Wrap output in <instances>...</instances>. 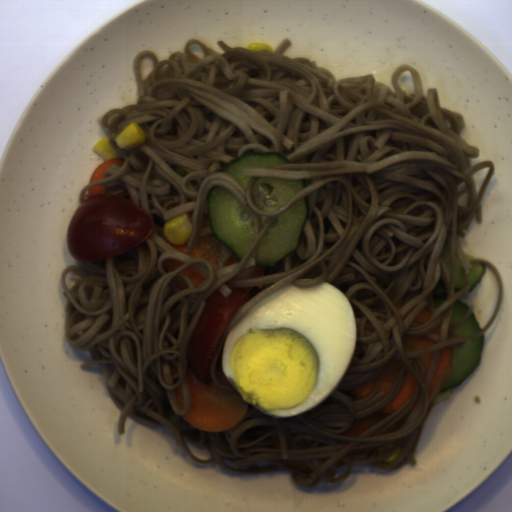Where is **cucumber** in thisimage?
I'll return each instance as SVG.
<instances>
[{
  "mask_svg": "<svg viewBox=\"0 0 512 512\" xmlns=\"http://www.w3.org/2000/svg\"><path fill=\"white\" fill-rule=\"evenodd\" d=\"M486 271V264L475 262L472 263V268H469V274H467V279L469 283L470 290L468 292H472L478 283L481 282L482 276Z\"/></svg>",
  "mask_w": 512,
  "mask_h": 512,
  "instance_id": "cucumber-7",
  "label": "cucumber"
},
{
  "mask_svg": "<svg viewBox=\"0 0 512 512\" xmlns=\"http://www.w3.org/2000/svg\"><path fill=\"white\" fill-rule=\"evenodd\" d=\"M456 244L458 245V247H459L460 251L462 252V254L464 255V257H465V259H466V260L472 261V260L476 259L473 255H471L470 253H466V252L463 250V248H462V246H461V244H460V242H459V239H456Z\"/></svg>",
  "mask_w": 512,
  "mask_h": 512,
  "instance_id": "cucumber-12",
  "label": "cucumber"
},
{
  "mask_svg": "<svg viewBox=\"0 0 512 512\" xmlns=\"http://www.w3.org/2000/svg\"><path fill=\"white\" fill-rule=\"evenodd\" d=\"M484 343L485 334H482L466 341L462 349L453 350L450 374L440 392L459 387L474 373L480 363Z\"/></svg>",
  "mask_w": 512,
  "mask_h": 512,
  "instance_id": "cucumber-4",
  "label": "cucumber"
},
{
  "mask_svg": "<svg viewBox=\"0 0 512 512\" xmlns=\"http://www.w3.org/2000/svg\"><path fill=\"white\" fill-rule=\"evenodd\" d=\"M210 228L221 243L228 246L240 263L255 241V224L251 209L221 186H213L208 195Z\"/></svg>",
  "mask_w": 512,
  "mask_h": 512,
  "instance_id": "cucumber-1",
  "label": "cucumber"
},
{
  "mask_svg": "<svg viewBox=\"0 0 512 512\" xmlns=\"http://www.w3.org/2000/svg\"><path fill=\"white\" fill-rule=\"evenodd\" d=\"M469 307L470 306L457 299L453 306L450 323H455L462 320L463 317L466 315Z\"/></svg>",
  "mask_w": 512,
  "mask_h": 512,
  "instance_id": "cucumber-8",
  "label": "cucumber"
},
{
  "mask_svg": "<svg viewBox=\"0 0 512 512\" xmlns=\"http://www.w3.org/2000/svg\"><path fill=\"white\" fill-rule=\"evenodd\" d=\"M454 328L459 333L460 337L476 335L477 333L482 331L474 311L462 325Z\"/></svg>",
  "mask_w": 512,
  "mask_h": 512,
  "instance_id": "cucumber-6",
  "label": "cucumber"
},
{
  "mask_svg": "<svg viewBox=\"0 0 512 512\" xmlns=\"http://www.w3.org/2000/svg\"><path fill=\"white\" fill-rule=\"evenodd\" d=\"M447 297H448V295H444V294L433 296V304H434L435 309H438L440 306H442L446 302Z\"/></svg>",
  "mask_w": 512,
  "mask_h": 512,
  "instance_id": "cucumber-11",
  "label": "cucumber"
},
{
  "mask_svg": "<svg viewBox=\"0 0 512 512\" xmlns=\"http://www.w3.org/2000/svg\"><path fill=\"white\" fill-rule=\"evenodd\" d=\"M308 196L275 217L258 243L256 266H276L285 256L298 249L309 217Z\"/></svg>",
  "mask_w": 512,
  "mask_h": 512,
  "instance_id": "cucumber-2",
  "label": "cucumber"
},
{
  "mask_svg": "<svg viewBox=\"0 0 512 512\" xmlns=\"http://www.w3.org/2000/svg\"><path fill=\"white\" fill-rule=\"evenodd\" d=\"M270 217L268 216H264V215H260L259 214V220H260V230L263 228V226L267 223V221L269 220Z\"/></svg>",
  "mask_w": 512,
  "mask_h": 512,
  "instance_id": "cucumber-13",
  "label": "cucumber"
},
{
  "mask_svg": "<svg viewBox=\"0 0 512 512\" xmlns=\"http://www.w3.org/2000/svg\"><path fill=\"white\" fill-rule=\"evenodd\" d=\"M306 187V179L261 177L251 190L252 203L261 212L275 211Z\"/></svg>",
  "mask_w": 512,
  "mask_h": 512,
  "instance_id": "cucumber-3",
  "label": "cucumber"
},
{
  "mask_svg": "<svg viewBox=\"0 0 512 512\" xmlns=\"http://www.w3.org/2000/svg\"><path fill=\"white\" fill-rule=\"evenodd\" d=\"M463 266L460 263L459 259L455 255V279H454V292L460 291L465 288L464 280H463Z\"/></svg>",
  "mask_w": 512,
  "mask_h": 512,
  "instance_id": "cucumber-9",
  "label": "cucumber"
},
{
  "mask_svg": "<svg viewBox=\"0 0 512 512\" xmlns=\"http://www.w3.org/2000/svg\"><path fill=\"white\" fill-rule=\"evenodd\" d=\"M291 164L290 160L281 153L256 152L250 150L241 157L234 158L226 166L217 172L226 173L235 178L246 191L251 177H245L244 169L264 168L274 165Z\"/></svg>",
  "mask_w": 512,
  "mask_h": 512,
  "instance_id": "cucumber-5",
  "label": "cucumber"
},
{
  "mask_svg": "<svg viewBox=\"0 0 512 512\" xmlns=\"http://www.w3.org/2000/svg\"><path fill=\"white\" fill-rule=\"evenodd\" d=\"M442 259L444 261V264L446 266V269H447L450 277L452 278L449 243H446Z\"/></svg>",
  "mask_w": 512,
  "mask_h": 512,
  "instance_id": "cucumber-10",
  "label": "cucumber"
}]
</instances>
